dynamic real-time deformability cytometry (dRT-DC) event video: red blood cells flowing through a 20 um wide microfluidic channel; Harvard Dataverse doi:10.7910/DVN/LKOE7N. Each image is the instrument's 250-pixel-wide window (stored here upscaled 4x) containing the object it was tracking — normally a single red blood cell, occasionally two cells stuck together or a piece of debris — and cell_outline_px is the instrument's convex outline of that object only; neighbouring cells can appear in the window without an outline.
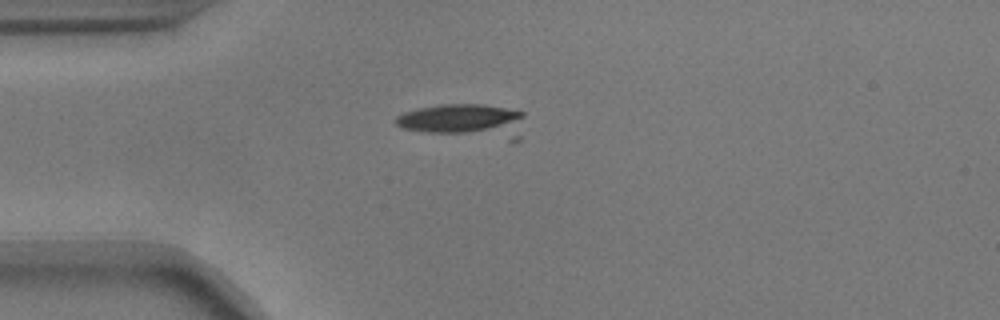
{"species": "common noctule bat (a hibernating species)", "species_latin": "Nyctalus noctula", "temperature_condition": "warm", "stored_images_in_passage": 12, "camera_frame_rate_fps": 3000, "um_per_image_px": 0.085, "animal": {"sex": "male", "body_mass_g": 17.9}, "frame": {"image": 1, "passage_image": 6, "time_ms": 1.667, "image_size_px": [1000, 320], "cell_outline_px": [[524, 116], [512, 124], [468, 132], [424, 132], [400, 128], [392, 120], [396, 116], [404, 112], [420, 108], [440, 104], [484, 104], [524, 112]], "centroid_in_image_um": [38.82, 10.03], "position_along_channel_um": 46.2, "area_um2": 20.46}}